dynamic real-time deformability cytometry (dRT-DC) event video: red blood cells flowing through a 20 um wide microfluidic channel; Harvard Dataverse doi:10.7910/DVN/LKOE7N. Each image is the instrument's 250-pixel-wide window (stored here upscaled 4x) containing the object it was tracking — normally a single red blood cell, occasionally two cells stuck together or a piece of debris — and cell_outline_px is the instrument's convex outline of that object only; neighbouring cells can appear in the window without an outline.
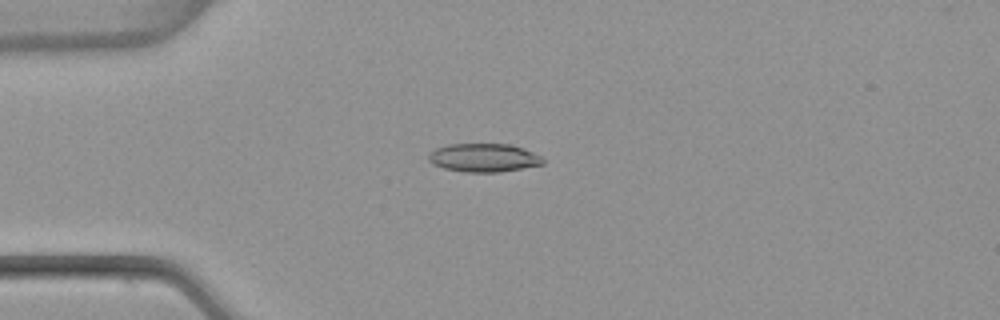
{"species": "common noctule bat (a hibernating species)", "species_latin": "Nyctalus noctula", "temperature_condition": "warm", "stored_images_in_passage": 6, "camera_frame_rate_fps": 3000, "um_per_image_px": 0.085, "animal": {"sex": "female", "body_mass_g": 22.7, "forearm_length_mm": 54.2}, "frame": {"image": 1, "passage_image": 4, "time_ms": 1.0, "image_size_px": [1000, 320], "cell_outline_px": [[544, 164], [500, 172], [464, 172], [444, 168], [432, 164], [428, 160], [428, 152], [436, 148], [448, 144], [512, 144], [524, 148], [540, 156], [544, 160]], "centroid_in_image_um": [41.09, 13.4], "position_along_channel_um": 43.9, "area_um2": 19.07}}
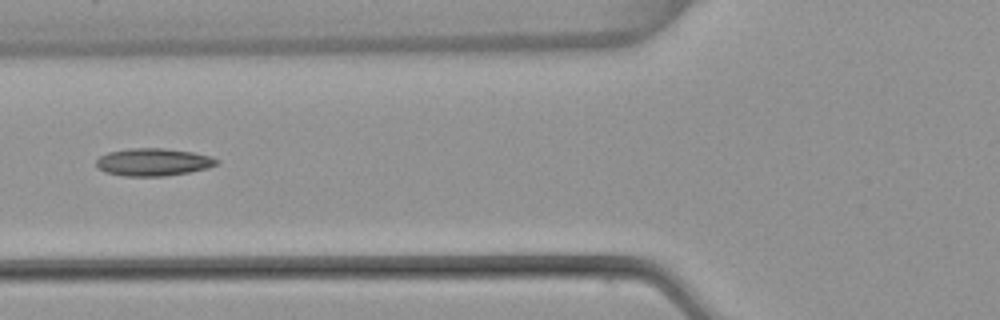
{"frame": {"image": 2, "passage_image": 6, "time_ms": 1.667, "image_size_px": [1000, 320], "cell_outline_px": [[220, 164], [208, 168], [188, 172], [164, 176], [124, 176], [104, 172], [96, 164], [96, 160], [100, 156], [108, 152], [132, 148], [164, 148], [192, 152], [212, 156], [220, 160]], "centroid_in_image_um": [13.07, 13.77], "position_along_channel_um": 112.7, "area_um2": 19.42}}